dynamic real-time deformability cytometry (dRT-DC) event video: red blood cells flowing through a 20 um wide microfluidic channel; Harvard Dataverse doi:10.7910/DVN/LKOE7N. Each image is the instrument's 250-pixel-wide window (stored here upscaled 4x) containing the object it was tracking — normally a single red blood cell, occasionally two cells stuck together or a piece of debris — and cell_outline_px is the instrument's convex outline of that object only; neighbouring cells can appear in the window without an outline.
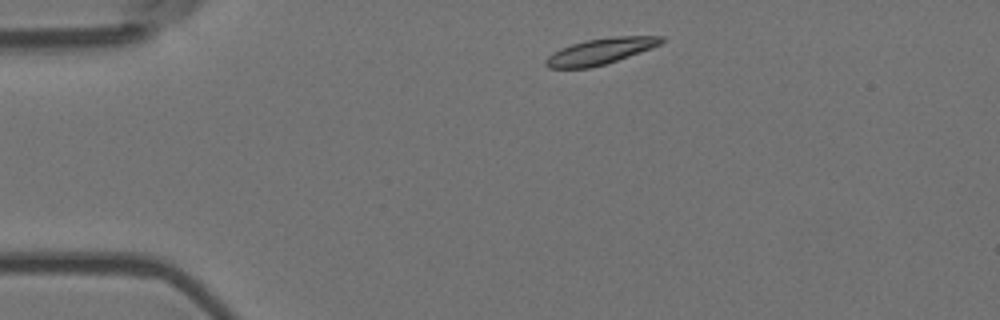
{"species": "Egyptian fruit bat (a non-hibernating species)", "species_latin": "Rousettus aegyptiacus", "temperature_condition": "room temperature", "stored_images_in_passage": 4, "camera_frame_rate_fps": 3000, "um_per_image_px": 0.085, "animal": {"sex": "female"}, "frame": {"image": 1, "passage_image": 1, "time_ms": 0.0, "image_size_px": [1000, 320], "cell_outline_px": [[664, 40], [660, 44], [652, 48], [604, 64], [588, 68], [548, 68], [544, 64], [544, 60], [552, 52], [560, 48], [584, 40], [616, 36], [664, 36]], "centroid_in_image_um": [50.99, 4.35], "position_along_channel_um": 34.0, "area_um2": 17.46}}
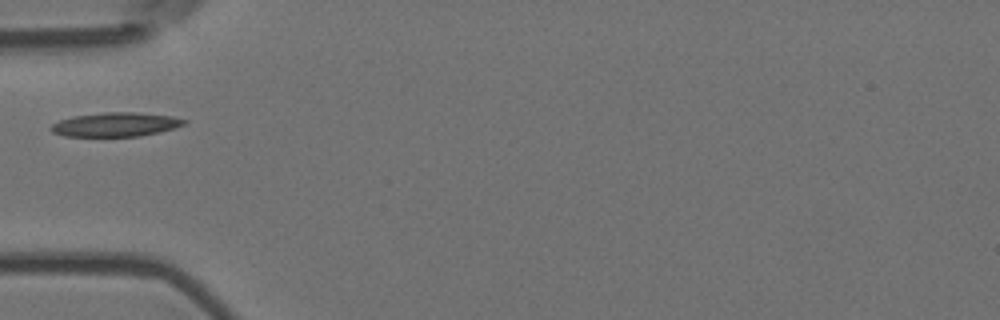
{"frame": {"image": 2, "passage_image": 3, "time_ms": 0.667, "image_size_px": [1000, 320], "cell_outline_px": [[188, 120], [184, 124], [160, 132], [140, 136], [64, 136], [52, 132], [48, 128], [52, 124], [60, 120], [72, 116], [104, 112], [132, 112], [172, 116]], "centroid_in_image_um": [9.79, 10.58], "position_along_channel_um": 75.2, "area_um2": 18.61}}
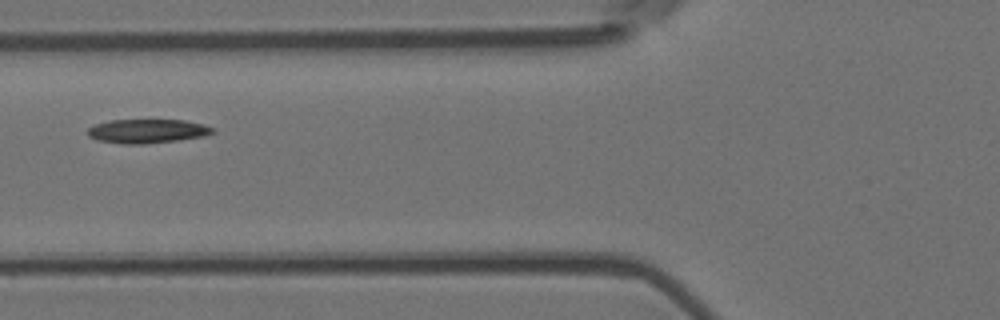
{"frame": {"image": 3, "passage_image": 4, "time_ms": 1.0, "image_size_px": [1000, 320], "cell_outline_px": [[216, 132], [204, 136], [176, 140], [144, 144], [120, 144], [96, 140], [88, 136], [88, 128], [96, 124], [108, 120], [184, 120], [204, 124], [216, 128]], "centroid_in_image_um": [12.53, 11.14], "position_along_channel_um": 113.3, "area_um2": 17.63}}